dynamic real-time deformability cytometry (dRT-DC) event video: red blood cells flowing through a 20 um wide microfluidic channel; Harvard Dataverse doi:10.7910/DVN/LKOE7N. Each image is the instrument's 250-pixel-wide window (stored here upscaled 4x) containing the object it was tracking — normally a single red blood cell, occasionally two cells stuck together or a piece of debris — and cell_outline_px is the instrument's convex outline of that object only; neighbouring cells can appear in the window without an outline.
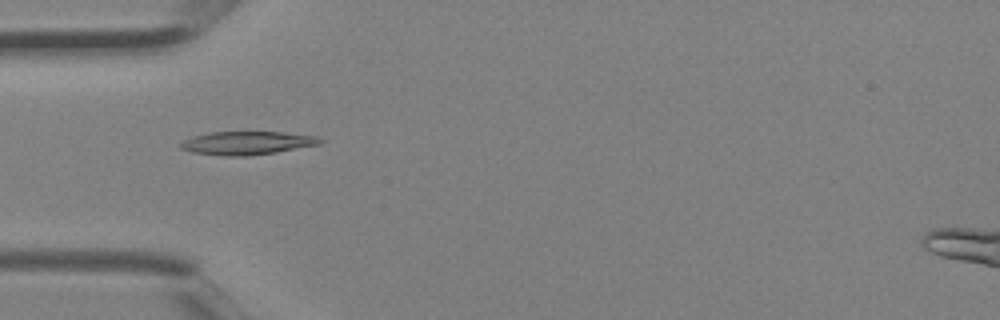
{"species": "Egyptian fruit bat (a non-hibernating species)", "species_latin": "Rousettus aegyptiacus", "temperature_condition": "room temperature", "stored_images_in_passage": 4, "camera_frame_rate_fps": 3000, "um_per_image_px": 0.085, "animal": {"sex": "female"}, "frame": {"image": 1, "passage_image": 3, "time_ms": 0.667, "image_size_px": [1000, 320], "cell_outline_px": [[324, 140], [320, 144], [276, 152], [248, 156], [228, 156], [192, 152], [180, 148], [176, 144], [192, 136], [208, 132], [284, 132], [316, 136]], "centroid_in_image_um": [20.96, 12.15], "position_along_channel_um": 64.0, "area_um2": 19.02}}
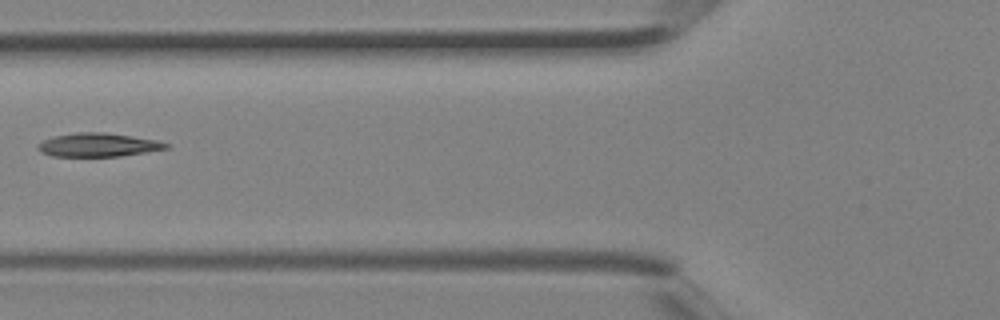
{"frame": {"image": 2, "passage_image": 4, "time_ms": 1.0, "image_size_px": [1000, 320], "cell_outline_px": [[168, 148], [120, 156], [52, 156], [40, 152], [36, 148], [36, 144], [52, 136], [76, 132], [104, 132], [132, 136], [156, 140], [168, 144]], "centroid_in_image_um": [8.26, 12.31], "position_along_channel_um": 117.5, "area_um2": 17.57}}